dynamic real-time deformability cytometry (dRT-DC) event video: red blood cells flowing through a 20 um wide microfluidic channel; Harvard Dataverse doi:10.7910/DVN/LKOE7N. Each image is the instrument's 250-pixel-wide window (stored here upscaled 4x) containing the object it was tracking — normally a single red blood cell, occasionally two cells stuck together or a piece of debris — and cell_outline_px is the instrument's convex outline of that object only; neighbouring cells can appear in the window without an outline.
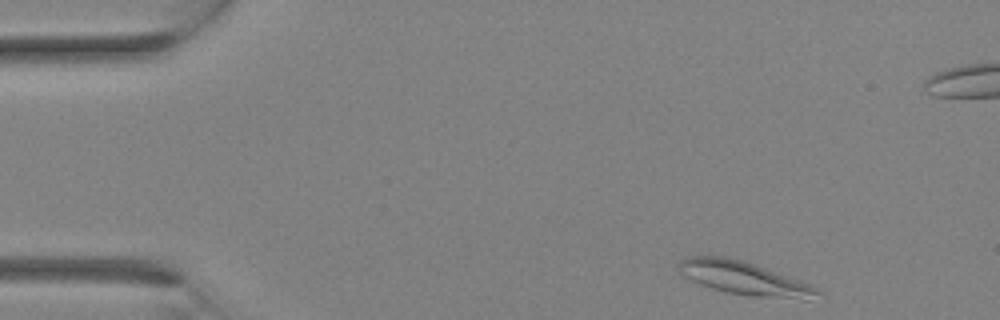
{"species": "Egyptian fruit bat (a non-hibernating species)", "species_latin": "Rousettus aegyptiacus", "temperature_condition": "room temperature", "stored_images_in_passage": 14, "camera_frame_rate_fps": 3000, "um_per_image_px": 0.085, "animal": {"sex": "female"}, "frame": {"image": 1, "passage_image": 1, "time_ms": 0.0, "image_size_px": [1000, 320], "cell_outline_px": [[824, 292], [808, 300], [804, 300], [748, 296], [728, 292], [712, 288], [700, 284], [684, 276], [676, 268], [680, 260], [688, 256], [724, 256], [744, 260], [756, 264], [808, 284]], "centroid_in_image_um": [63.24, 23.65], "position_along_channel_um": 21.8, "area_um2": 26.99}}
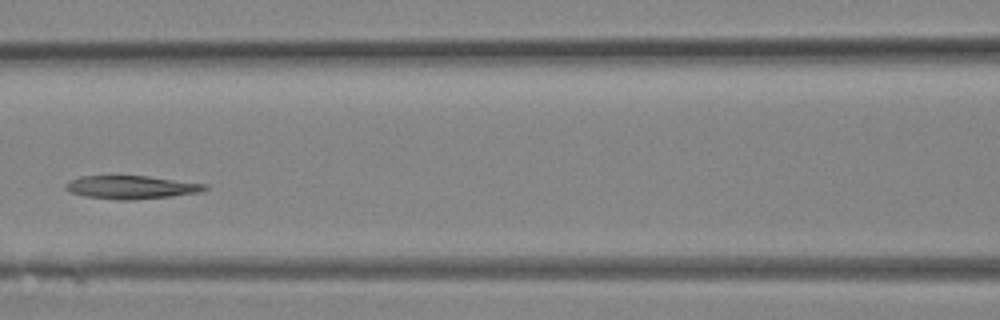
{"frame": {"image": 2, "passage_image": 11, "time_ms": 3.333, "image_size_px": [1000, 320], "cell_outline_px": [[208, 188], [200, 192], [168, 196], [132, 200], [120, 200], [84, 196], [72, 192], [64, 188], [64, 184], [68, 180], [80, 176], [148, 176], [208, 184]], "centroid_in_image_um": [11.13, 15.91], "position_along_channel_um": 155.5, "area_um2": 18.79}}
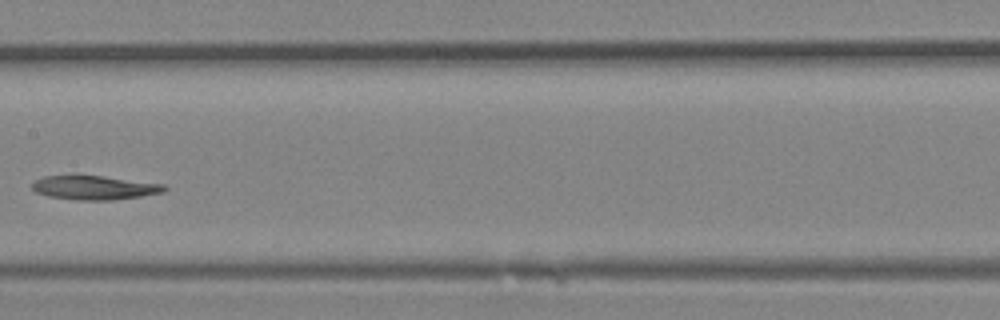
{"frame": {"image": 3, "passage_image": 13, "time_ms": 4.0, "image_size_px": [1000, 320], "cell_outline_px": [[168, 188], [164, 192], [140, 196], [112, 200], [76, 200], [48, 196], [36, 192], [32, 188], [32, 184], [36, 180], [44, 176], [104, 176], [164, 184]], "centroid_in_image_um": [8.05, 15.95], "position_along_channel_um": 199.3, "area_um2": 18.32}}